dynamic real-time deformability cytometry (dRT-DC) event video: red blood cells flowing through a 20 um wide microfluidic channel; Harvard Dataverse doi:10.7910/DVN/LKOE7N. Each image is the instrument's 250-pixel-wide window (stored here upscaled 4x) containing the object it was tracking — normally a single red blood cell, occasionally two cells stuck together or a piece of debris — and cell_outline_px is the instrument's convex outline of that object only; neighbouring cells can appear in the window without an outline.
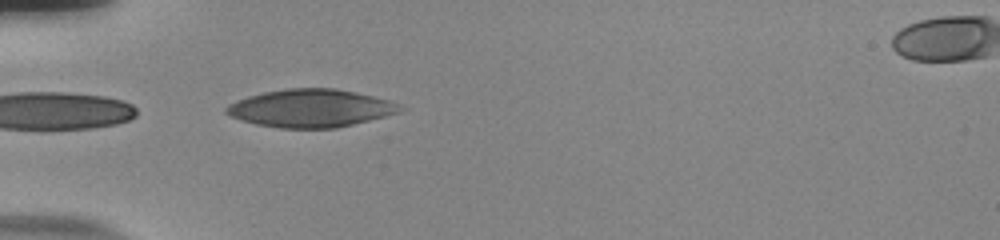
{"species": "human", "species_latin": "Homo sapiens", "temperature_condition": "room temperature", "stored_images_in_passage": 33, "camera_frame_rate_fps": 3000, "um_per_image_px": 0.085, "donor": {"sex": "male"}, "frame": {"image": 1, "passage_image": 1, "time_ms": 0.0, "image_size_px": [1000, 240], "cell_outline_px": [[404, 108], [400, 112], [336, 128], [280, 128], [256, 124], [240, 120], [224, 112], [224, 108], [228, 104], [236, 100], [248, 96], [264, 92], [284, 88], [336, 88], [356, 92], [388, 100]], "centroid_in_image_um": [26.35, 9.19], "position_along_channel_um": 58.7, "area_um2": 38.21}}
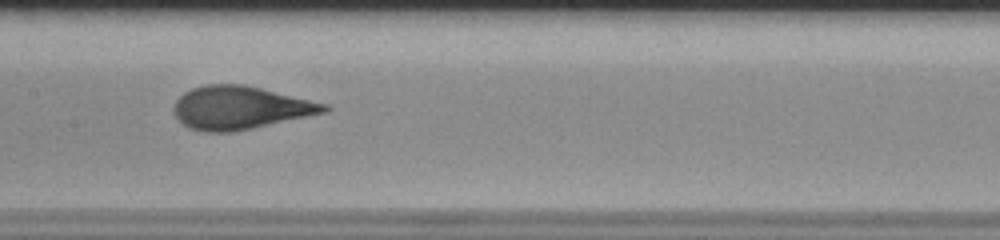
{"frame": {"image": 2, "passage_image": 12, "time_ms": 3.667, "image_size_px": [1000, 240], "cell_outline_px": [[332, 108], [328, 112], [252, 128], [232, 132], [204, 132], [188, 128], [176, 116], [172, 108], [176, 100], [184, 92], [192, 88], [204, 84], [244, 84], [328, 104]], "centroid_in_image_um": [20.42, 9.15], "position_along_channel_um": 187.0, "area_um2": 37.8}}
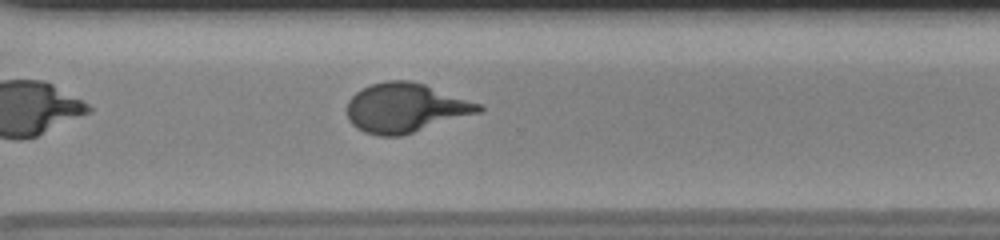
{"frame": {"image": 3, "passage_image": 24, "time_ms": 7.667, "image_size_px": [1000, 240], "cell_outline_px": [[484, 108], [480, 112], [400, 136], [380, 136], [364, 132], [356, 128], [348, 120], [348, 100], [356, 92], [372, 84], [388, 80], [408, 80], [424, 84], [484, 104]], "centroid_in_image_um": [34.48, 9.16], "position_along_channel_um": 336.1, "area_um2": 37.69}, "authors_computed_cell_mechanics": {"area_um2": 37.6856, "velocity_mm_per_s": 3.7378, "shape_relaxation_time_tau1_ms": 7.6129, "shape_relaxation_time_tau2_ms": null, "deformation_change_tau1": 0.2409, "deformation_change_tau2": null}}